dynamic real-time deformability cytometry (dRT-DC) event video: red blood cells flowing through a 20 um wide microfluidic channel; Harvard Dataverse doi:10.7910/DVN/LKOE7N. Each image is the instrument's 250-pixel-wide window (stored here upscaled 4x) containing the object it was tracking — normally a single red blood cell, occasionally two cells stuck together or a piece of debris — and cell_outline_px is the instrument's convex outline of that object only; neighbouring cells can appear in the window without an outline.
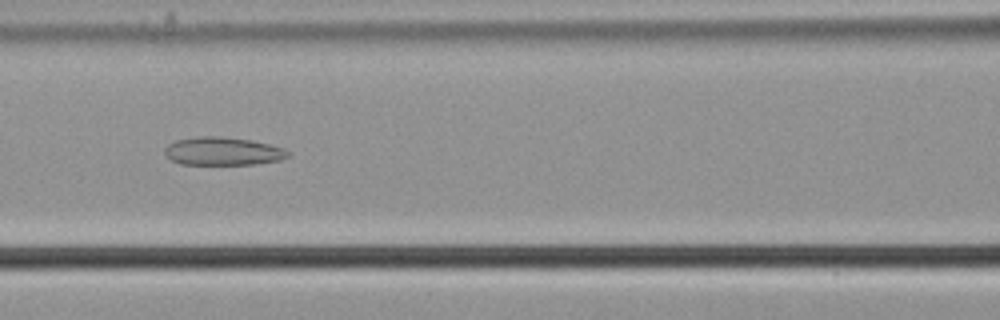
{"species": "common noctule bat (a hibernating species)", "species_latin": "Nyctalus noctula", "temperature_condition": "cold", "stored_images_in_passage": 42, "camera_frame_rate_fps": 3000, "um_per_image_px": 0.085, "animal": {"sex": "male", "body_mass_g": 21.5, "forearm_length_mm": 52.0}, "frame": {"image": 1, "passage_image": 12, "time_ms": 3.667, "image_size_px": [1000, 320], "cell_outline_px": [[292, 156], [280, 160], [256, 164], [180, 164], [164, 156], [164, 148], [168, 144], [176, 140], [196, 136], [220, 136], [252, 140], [284, 148], [292, 152]], "centroid_in_image_um": [18.96, 12.85], "position_along_channel_um": 147.6, "area_um2": 20.52}}
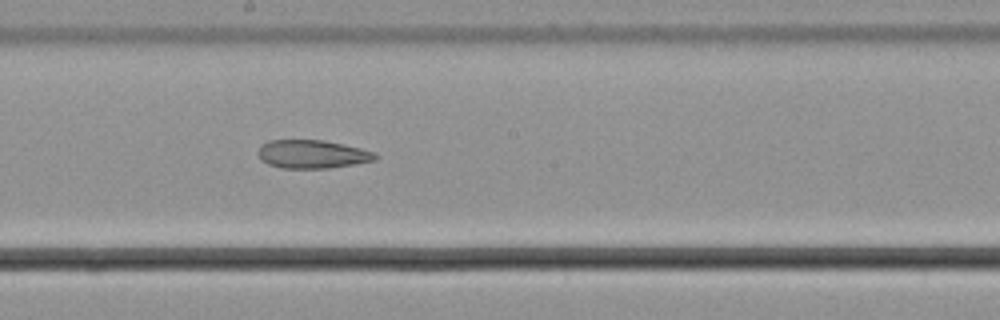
{"frame": {"image": 2, "passage_image": 18, "time_ms": 5.667, "image_size_px": [1000, 320], "cell_outline_px": [[376, 160], [356, 164], [328, 168], [280, 168], [268, 164], [260, 160], [260, 144], [268, 140], [324, 140], [360, 148], [376, 152]], "centroid_in_image_um": [26.54, 13.1], "position_along_channel_um": 221.7, "area_um2": 19.36}}
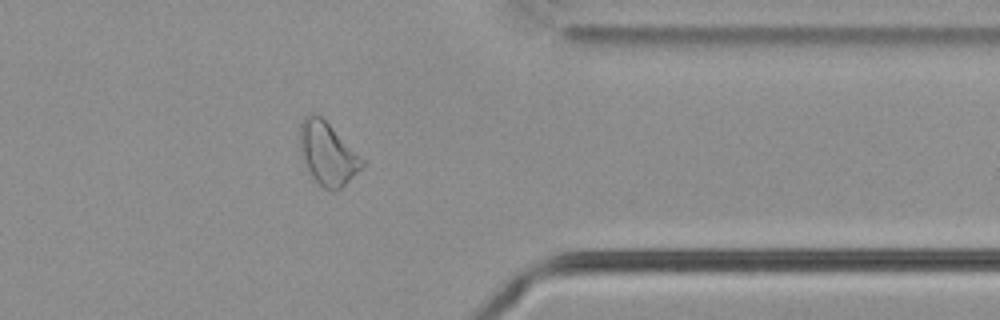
{"frame": {"image": 3, "passage_image": 32, "time_ms": 10.333, "image_size_px": [1000, 320], "cell_outline_px": [[364, 164], [336, 192], [332, 192], [324, 188], [312, 176], [300, 152], [300, 124], [304, 116], [308, 112], [316, 112], [364, 160]], "centroid_in_image_um": [27.8, 13.03], "position_along_channel_um": 383.6, "area_um2": 22.14}}